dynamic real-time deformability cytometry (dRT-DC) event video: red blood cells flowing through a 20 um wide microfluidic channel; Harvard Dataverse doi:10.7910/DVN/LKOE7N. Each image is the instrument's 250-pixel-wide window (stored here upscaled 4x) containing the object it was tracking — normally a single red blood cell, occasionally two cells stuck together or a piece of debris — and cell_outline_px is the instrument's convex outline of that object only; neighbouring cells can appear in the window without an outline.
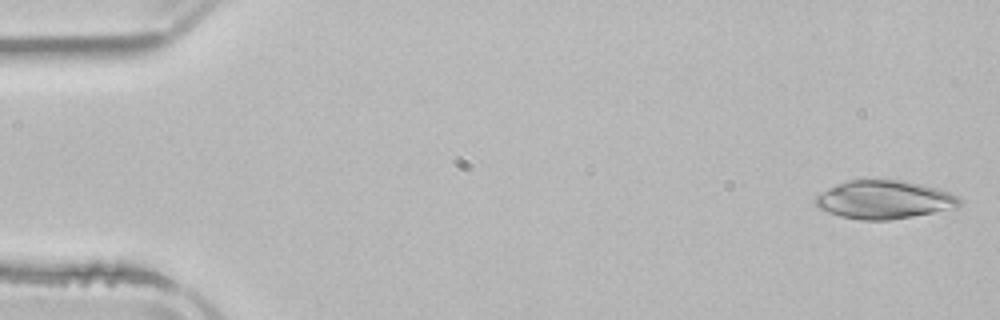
{"species": "common noctule bat (a hibernating species)", "species_latin": "Nyctalus noctula", "temperature_condition": "room temperature", "stored_images_in_passage": 5, "camera_frame_rate_fps": 3000, "um_per_image_px": 0.085, "animal": {"sex": "male", "body_mass_g": 21.5, "forearm_length_mm": 52.0}, "frame": {"image": 1, "passage_image": 1, "time_ms": 0.0, "image_size_px": [1000, 320], "cell_outline_px": [[960, 204], [956, 208], [912, 216], [888, 220], [860, 220], [840, 216], [828, 212], [820, 208], [816, 204], [816, 196], [828, 188], [836, 184], [848, 180], [864, 176], [904, 180], [936, 188], [948, 192], [956, 196], [960, 200]], "centroid_in_image_um": [75.12, 16.93], "position_along_channel_um": 9.9, "area_um2": 32.66}}
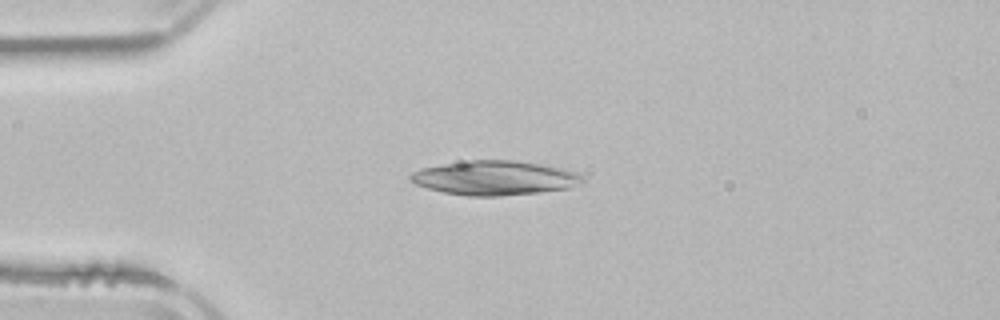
{"frame": {"image": 2, "passage_image": 4, "time_ms": 3.667, "image_size_px": [1000, 320], "cell_outline_px": [[584, 180], [580, 184], [568, 188], [540, 192], [500, 196], [468, 196], [444, 192], [428, 188], [416, 184], [408, 180], [408, 176], [412, 172], [420, 168], [444, 164], [472, 160], [512, 160], [540, 164], [564, 168], [576, 172], [584, 176]], "centroid_in_image_um": [42.06, 15.12], "position_along_channel_um": 42.9, "area_um2": 34.45}}